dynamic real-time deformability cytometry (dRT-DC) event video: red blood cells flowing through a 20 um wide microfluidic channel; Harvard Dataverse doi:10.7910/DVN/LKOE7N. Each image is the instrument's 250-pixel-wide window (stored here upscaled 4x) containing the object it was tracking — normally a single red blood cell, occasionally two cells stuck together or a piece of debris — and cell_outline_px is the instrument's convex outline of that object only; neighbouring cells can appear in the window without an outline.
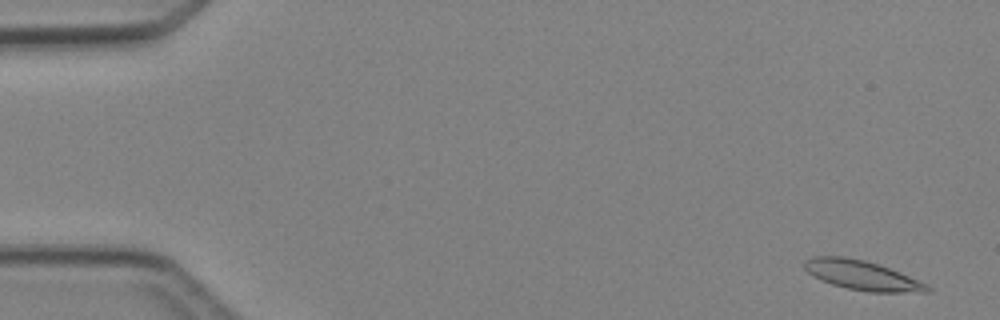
{"species": "Egyptian fruit bat (a non-hibernating species)", "species_latin": "Rousettus aegyptiacus", "temperature_condition": "cold", "stored_images_in_passage": 6, "camera_frame_rate_fps": 3000, "um_per_image_px": 0.085, "animal": {"sex": "female"}, "frame": {"image": 1, "passage_image": 1, "time_ms": 0.0, "image_size_px": [1000, 320], "cell_outline_px": [[932, 292], [868, 292], [848, 288], [832, 284], [812, 276], [804, 268], [804, 260], [812, 256], [844, 256], [864, 260], [900, 272], [928, 284], [932, 288]], "centroid_in_image_um": [73.28, 23.4], "position_along_channel_um": 11.7, "area_um2": 21.1}}
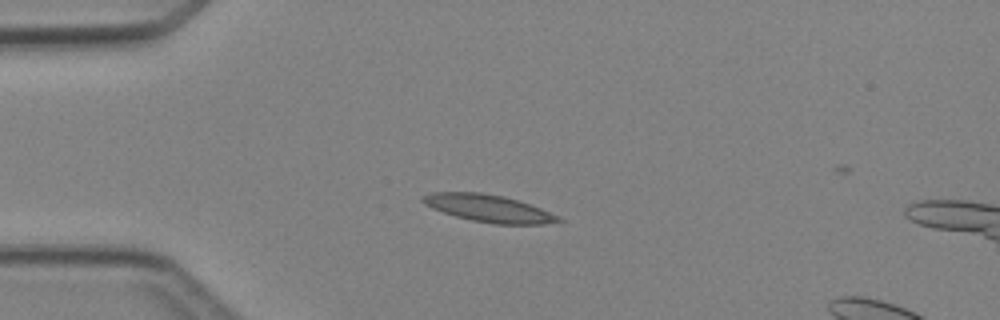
{"frame": {"image": 2, "passage_image": 4, "time_ms": 3.333, "image_size_px": [1000, 320], "cell_outline_px": [[564, 220], [544, 224], [496, 224], [472, 220], [456, 216], [432, 208], [424, 204], [420, 200], [424, 196], [432, 192], [480, 192], [504, 196], [540, 208], [560, 216]], "centroid_in_image_um": [41.53, 17.7], "position_along_channel_um": 43.5, "area_um2": 21.33}}
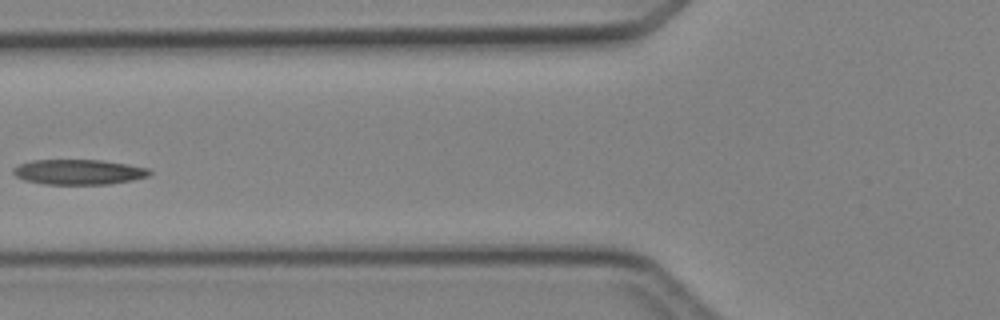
{"frame": {"image": 3, "passage_image": 6, "time_ms": 5.667, "image_size_px": [1000, 320], "cell_outline_px": [[152, 172], [148, 176], [132, 180], [108, 184], [44, 184], [24, 180], [16, 176], [12, 172], [12, 168], [20, 164], [32, 160], [104, 160], [128, 164], [148, 168]], "centroid_in_image_um": [6.68, 14.61], "position_along_channel_um": 119.1, "area_um2": 20.0}}